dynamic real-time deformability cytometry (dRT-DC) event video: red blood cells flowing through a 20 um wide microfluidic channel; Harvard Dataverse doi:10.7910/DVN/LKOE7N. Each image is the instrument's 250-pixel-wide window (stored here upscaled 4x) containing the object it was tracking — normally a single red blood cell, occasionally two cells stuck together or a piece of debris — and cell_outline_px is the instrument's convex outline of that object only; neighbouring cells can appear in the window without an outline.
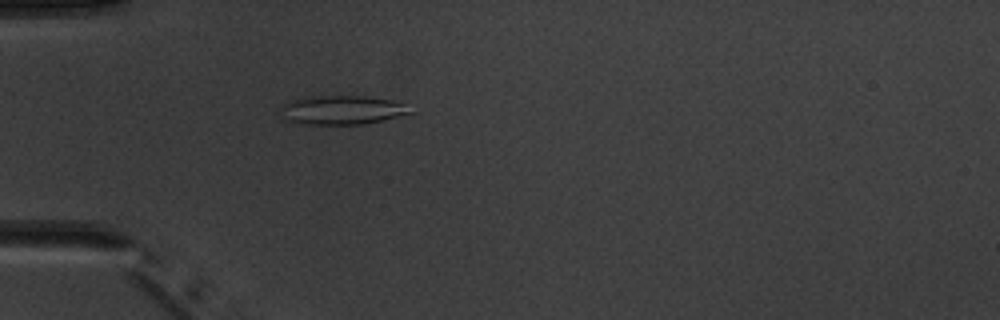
{"species": "common noctule bat (a hibernating species)", "species_latin": "Nyctalus noctula", "temperature_condition": "warm", "stored_images_in_passage": 2, "camera_frame_rate_fps": 3000, "um_per_image_px": 0.085, "animal": {"sex": "male", "body_mass_g": 20.1, "forearm_length_mm": 53.5}, "frame": {"image": 1, "passage_image": 2, "time_ms": 1.667, "image_size_px": [1000, 320], "cell_outline_px": [[416, 112], [380, 120], [360, 124], [300, 124], [288, 120], [284, 116], [280, 108], [284, 104], [308, 96], [364, 96], [392, 100]], "centroid_in_image_um": [29.06, 9.35], "position_along_channel_um": 55.9, "area_um2": 21.33}}